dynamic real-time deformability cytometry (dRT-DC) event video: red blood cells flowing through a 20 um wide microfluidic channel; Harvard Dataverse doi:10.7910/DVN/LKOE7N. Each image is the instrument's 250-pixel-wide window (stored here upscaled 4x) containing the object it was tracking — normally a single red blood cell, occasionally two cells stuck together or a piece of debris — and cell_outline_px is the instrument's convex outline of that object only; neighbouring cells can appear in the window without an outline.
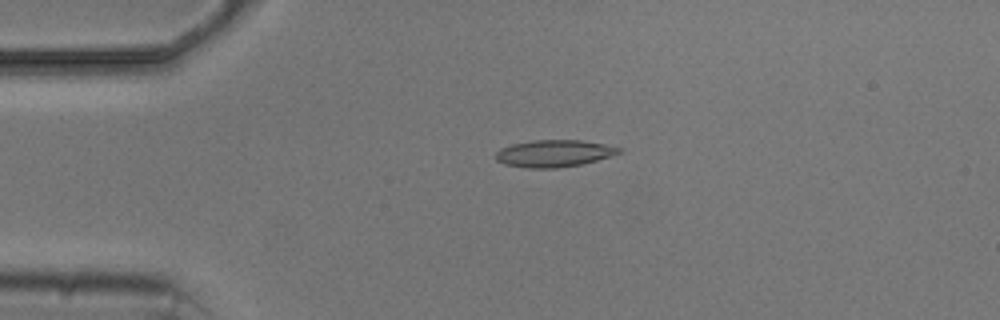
{"species": "common noctule bat (a hibernating species)", "species_latin": "Nyctalus noctula", "temperature_condition": "cold", "stored_images_in_passage": 5, "camera_frame_rate_fps": 3000, "um_per_image_px": 0.085, "animal": {"sex": "male", "body_mass_g": 20.5, "forearm_length_mm": 52.5}, "frame": {"image": 1, "passage_image": 3, "time_ms": 2.333, "image_size_px": [1000, 320], "cell_outline_px": [[624, 152], [596, 160], [580, 164], [556, 168], [528, 168], [504, 164], [496, 160], [496, 152], [500, 148], [512, 144], [532, 140], [580, 140], [604, 144], [624, 148]], "centroid_in_image_um": [47.1, 13.03], "position_along_channel_um": 37.9, "area_um2": 19.42}}
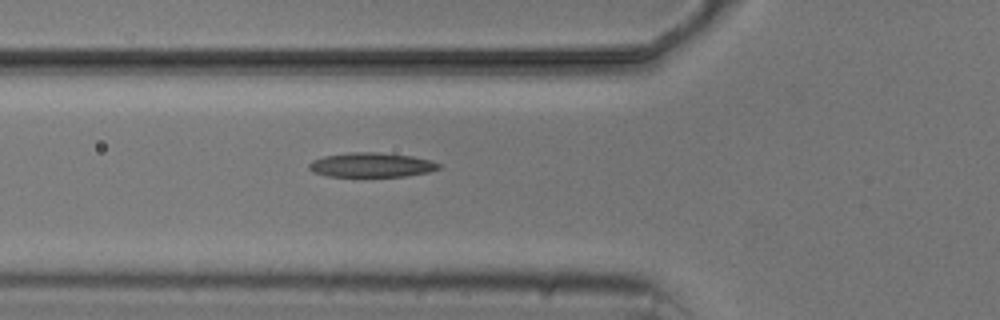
{"frame": {"image": 2, "passage_image": 5, "time_ms": 4.667, "image_size_px": [1000, 320], "cell_outline_px": [[440, 168], [428, 172], [404, 176], [328, 176], [312, 172], [308, 168], [308, 164], [312, 160], [324, 156], [348, 152], [376, 152], [412, 156], [432, 160], [440, 164]], "centroid_in_image_um": [31.55, 14.01], "position_along_channel_um": 94.3, "area_um2": 18.5}}